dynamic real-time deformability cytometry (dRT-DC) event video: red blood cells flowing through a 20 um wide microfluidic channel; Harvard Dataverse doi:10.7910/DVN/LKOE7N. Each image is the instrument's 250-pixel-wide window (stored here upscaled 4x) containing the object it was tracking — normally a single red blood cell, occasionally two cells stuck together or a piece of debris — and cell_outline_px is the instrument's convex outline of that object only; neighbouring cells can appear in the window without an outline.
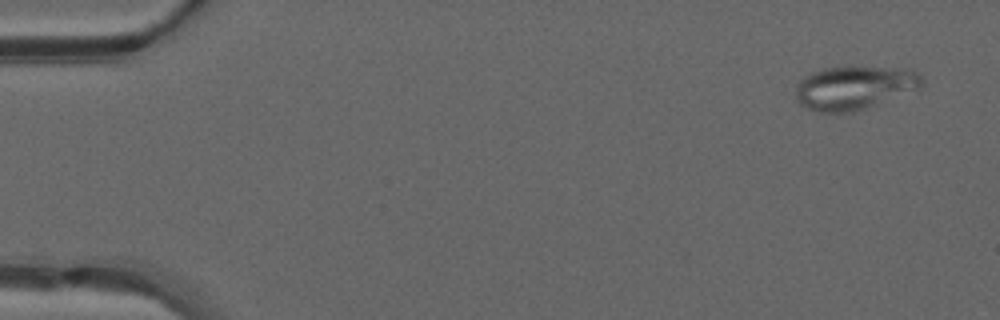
{"species": "common noctule bat (a hibernating species)", "species_latin": "Nyctalus noctula", "temperature_condition": "warm", "stored_images_in_passage": 49, "camera_frame_rate_fps": 3000, "um_per_image_px": 0.085, "animal": {"sex": "male", "forearm_length_mm": 52.5}, "frame": {"image": 1, "passage_image": 3, "time_ms": 0.667, "image_size_px": [1000, 320], "cell_outline_px": [[924, 80], [920, 88], [864, 108], [852, 112], [820, 112], [808, 108], [800, 104], [796, 100], [796, 84], [804, 76], [812, 72], [824, 68], [904, 68], [916, 72]], "centroid_in_image_um": [72.58, 7.46], "position_along_channel_um": 12.4, "area_um2": 31.39}}
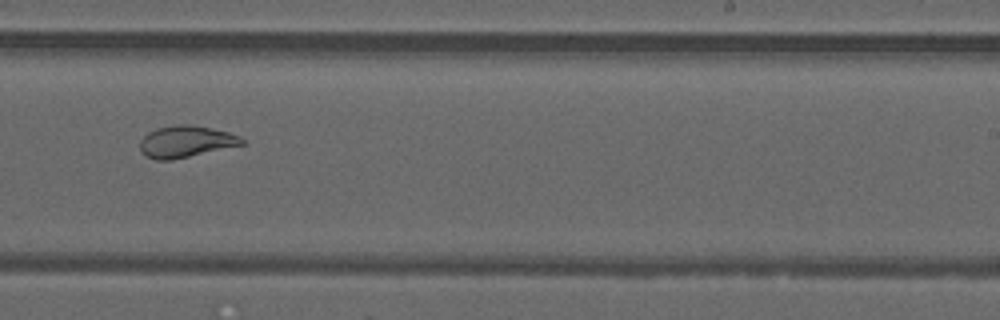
{"frame": {"image": 2, "passage_image": 31, "time_ms": 10.0, "image_size_px": [1000, 320], "cell_outline_px": [[244, 144], [172, 160], [156, 160], [144, 156], [140, 152], [140, 140], [148, 132], [156, 128], [180, 124], [192, 124], [212, 128], [228, 132], [240, 136], [244, 140]], "centroid_in_image_um": [15.76, 12.03], "position_along_channel_um": 273.2, "area_um2": 18.9}}
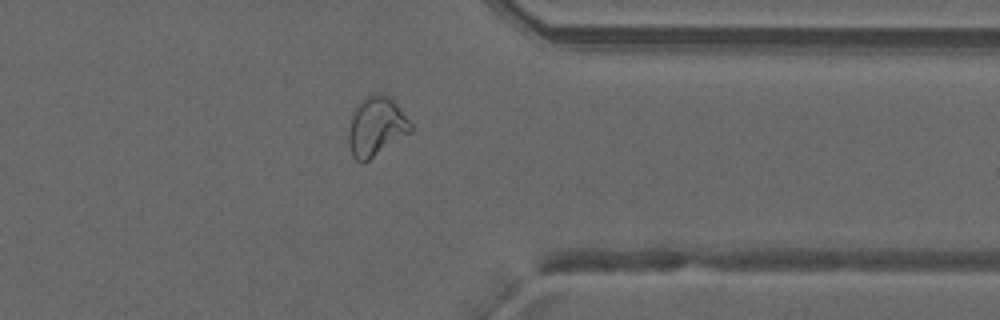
{"frame": {"image": 3, "passage_image": 39, "time_ms": 12.667, "image_size_px": [1000, 320], "cell_outline_px": [[412, 132], [368, 160], [360, 164], [352, 156], [348, 144], [348, 132], [352, 112], [364, 96], [376, 92], [380, 92], [388, 96], [396, 104], [412, 124]], "centroid_in_image_um": [31.95, 10.75], "position_along_channel_um": 379.4, "area_um2": 21.62}, "authors_computed_cell_mechanics": {"area_um2": 23.6402, "velocity_mm_per_s": 4.2186, "shape_relaxation_time_tau1_ms": null, "shape_relaxation_time_tau2_ms": 1.3513, "deformation_change_tau1": null, "deformation_change_tau2": 0.0672}}